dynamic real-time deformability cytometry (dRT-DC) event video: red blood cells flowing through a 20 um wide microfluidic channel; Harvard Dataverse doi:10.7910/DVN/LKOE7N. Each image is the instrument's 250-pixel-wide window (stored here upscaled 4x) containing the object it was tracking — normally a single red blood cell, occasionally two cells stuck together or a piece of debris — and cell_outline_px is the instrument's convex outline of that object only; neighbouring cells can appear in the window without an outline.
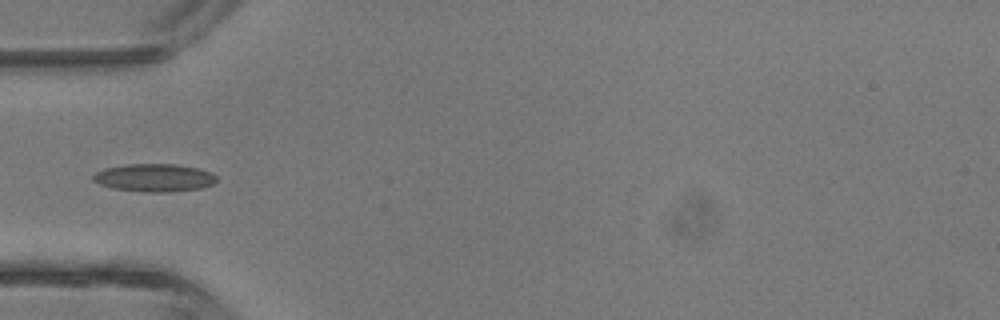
{"species": "common noctule bat (a hibernating species)", "species_latin": "Nyctalus noctula", "temperature_condition": "room temperature", "stored_images_in_passage": 5, "camera_frame_rate_fps": 3000, "um_per_image_px": 0.085, "animal": {"sex": "male", "body_mass_g": 13.3}, "frame": {"image": 1, "passage_image": 4, "time_ms": 4.333, "image_size_px": [1000, 320], "cell_outline_px": [[216, 180], [212, 184], [200, 188], [168, 192], [144, 192], [112, 188], [100, 184], [92, 180], [92, 176], [96, 172], [104, 168], [128, 164], [176, 164], [200, 168], [212, 172], [216, 176]], "centroid_in_image_um": [13.11, 15.1], "position_along_channel_um": 71.9, "area_um2": 20.11}}
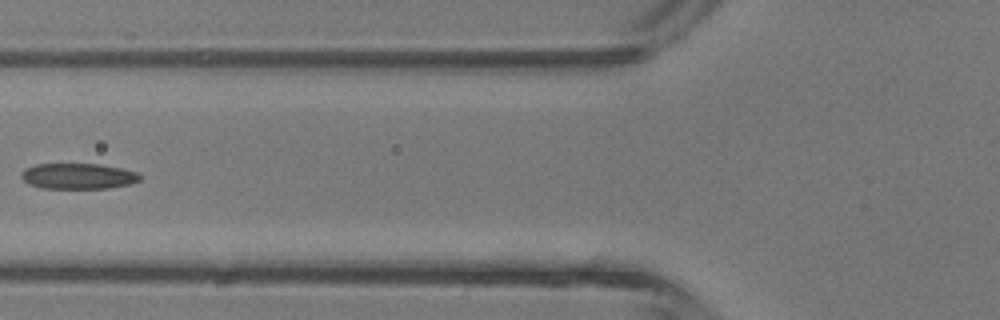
{"frame": {"image": 2, "passage_image": 5, "time_ms": 5.333, "image_size_px": [1000, 320], "cell_outline_px": [[140, 180], [128, 184], [108, 188], [44, 188], [28, 184], [20, 176], [20, 172], [36, 164], [100, 164], [120, 168], [136, 172], [140, 176]], "centroid_in_image_um": [6.61, 14.97], "position_along_channel_um": 119.2, "area_um2": 17.57}}